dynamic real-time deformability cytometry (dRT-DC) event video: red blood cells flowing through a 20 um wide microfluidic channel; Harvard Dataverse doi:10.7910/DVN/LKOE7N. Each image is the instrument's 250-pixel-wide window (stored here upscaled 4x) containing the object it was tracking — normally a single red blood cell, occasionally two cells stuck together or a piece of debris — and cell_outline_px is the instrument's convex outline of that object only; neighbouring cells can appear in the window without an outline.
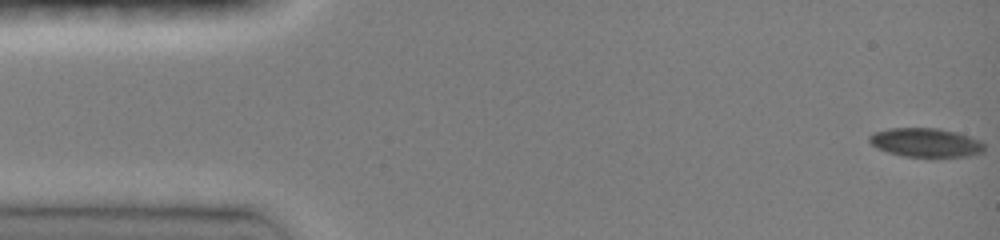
{"species": "common noctule bat (a hibernating species)", "species_latin": "Nyctalus noctula", "temperature_condition": "room temperature", "stored_images_in_passage": 49, "camera_frame_rate_fps": 3000, "um_per_image_px": 0.085, "animal": {"sex": "female", "body_mass_g": 19.0, "forearm_length_mm": 51.5}, "frame": {"image": 1, "passage_image": 1, "time_ms": 0.0, "image_size_px": [1000, 240], "cell_outline_px": [[984, 152], [968, 156], [904, 156], [888, 152], [876, 148], [868, 140], [868, 136], [872, 132], [888, 128], [940, 128], [956, 132], [980, 140], [984, 144]], "centroid_in_image_um": [78.66, 12.1], "position_along_channel_um": 6.3, "area_um2": 19.36}}
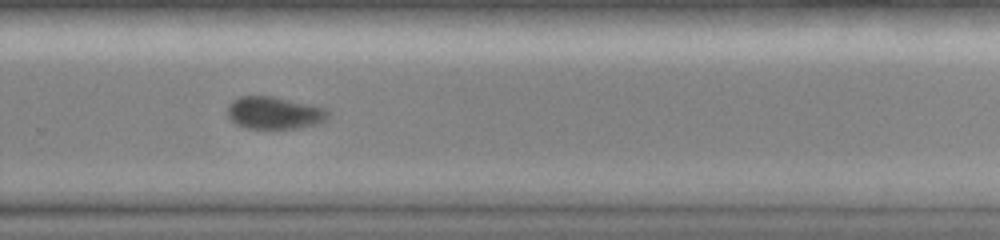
{"frame": {"image": 2, "passage_image": 33, "time_ms": 10.667, "image_size_px": [1000, 240], "cell_outline_px": [[332, 112], [324, 120], [316, 124], [296, 128], [248, 128], [236, 124], [224, 112], [228, 104], [232, 100], [240, 96], [272, 96], [312, 104], [324, 108]], "centroid_in_image_um": [23.29, 9.58], "position_along_channel_um": 306.5, "area_um2": 19.13}}
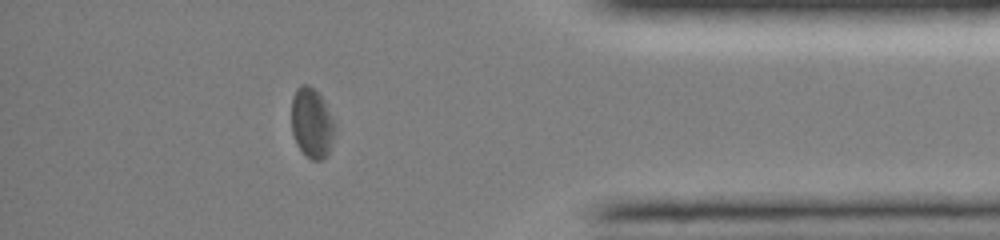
{"frame": {"image": 3, "passage_image": 42, "time_ms": 13.667, "image_size_px": [1000, 240], "cell_outline_px": [[336, 132], [328, 152], [320, 160], [312, 160], [296, 144], [292, 132], [292, 96], [296, 88], [300, 84], [308, 84], [324, 100], [336, 124]], "centroid_in_image_um": [26.51, 10.43], "position_along_channel_um": 408.7, "area_um2": 17.69}}